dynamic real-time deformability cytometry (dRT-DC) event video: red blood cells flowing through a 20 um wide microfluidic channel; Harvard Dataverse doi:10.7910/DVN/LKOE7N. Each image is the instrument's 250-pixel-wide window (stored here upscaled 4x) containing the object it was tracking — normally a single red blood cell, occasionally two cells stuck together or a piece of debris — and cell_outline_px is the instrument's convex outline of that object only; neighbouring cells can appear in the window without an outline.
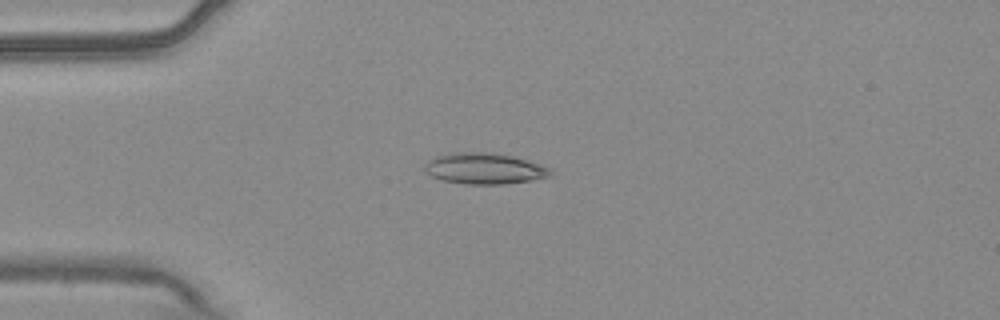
{"species": "common noctule bat (a hibernating species)", "species_latin": "Nyctalus noctula", "temperature_condition": "warm", "stored_images_in_passage": 54, "camera_frame_rate_fps": 3000, "um_per_image_px": 0.085, "animal": {"sex": "male", "body_mass_g": 20.4}, "frame": {"image": 1, "passage_image": 14, "time_ms": 4.333, "image_size_px": [1000, 320], "cell_outline_px": [[552, 176], [532, 180], [504, 184], [468, 184], [444, 180], [432, 176], [424, 168], [424, 164], [428, 160], [436, 156], [452, 152], [492, 152], [512, 156], [528, 160], [552, 168]], "centroid_in_image_um": [41.21, 14.31], "position_along_channel_um": 43.8, "area_um2": 22.83}}
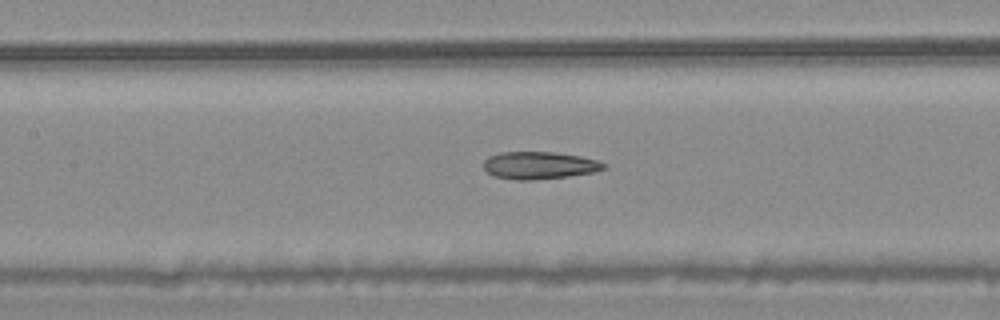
{"frame": {"image": 2, "passage_image": 25, "time_ms": 8.0, "image_size_px": [1000, 320], "cell_outline_px": [[608, 168], [592, 172], [568, 176], [536, 180], [516, 180], [492, 176], [484, 168], [484, 160], [488, 156], [500, 152], [552, 152], [580, 156], [596, 160], [608, 164]], "centroid_in_image_um": [45.83, 14.06], "position_along_channel_um": 161.6, "area_um2": 19.31}}
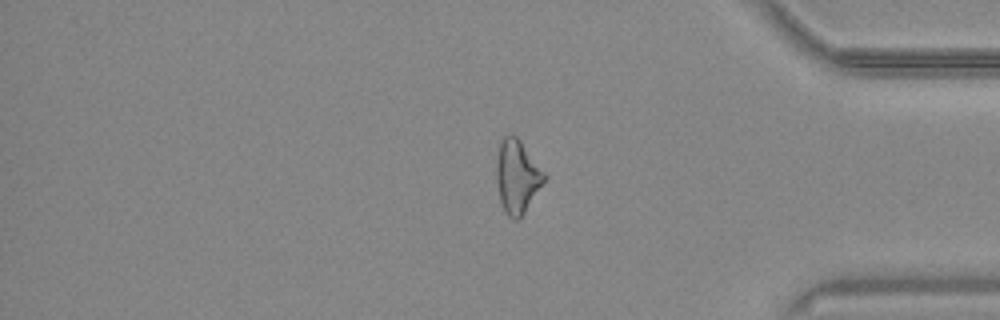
{"frame": {"image": 3, "passage_image": 45, "time_ms": 14.667, "image_size_px": [1000, 320], "cell_outline_px": [[544, 180], [520, 220], [512, 220], [504, 212], [500, 200], [496, 180], [496, 164], [500, 140], [504, 136], [516, 136], [520, 140], [544, 172]], "centroid_in_image_um": [43.92, 15.04], "position_along_channel_um": 391.3, "area_um2": 20.11}, "authors_computed_cell_mechanics": {"area_um2": 21.0392, "velocity_mm_per_s": 3.7739, "shape_relaxation_time_tau1_ms": null, "shape_relaxation_time_tau2_ms": 6.5291, "deformation_change_tau1": null, "deformation_change_tau2": 0.1984}}